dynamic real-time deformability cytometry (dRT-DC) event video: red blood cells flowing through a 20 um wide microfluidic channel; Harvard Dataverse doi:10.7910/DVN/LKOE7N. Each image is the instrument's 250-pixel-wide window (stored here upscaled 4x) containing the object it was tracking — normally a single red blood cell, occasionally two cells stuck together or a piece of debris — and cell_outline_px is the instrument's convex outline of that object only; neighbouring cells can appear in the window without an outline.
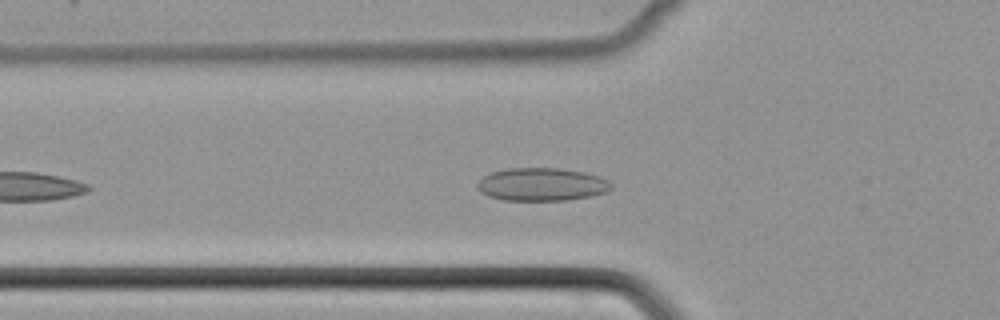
{"species": "common noctule bat (a hibernating species)", "species_latin": "Nyctalus noctula", "temperature_condition": "cold", "stored_images_in_passage": 38, "camera_frame_rate_fps": 3000, "um_per_image_px": 0.085, "animal": {"sex": "female", "body_mass_g": 22.7, "forearm_length_mm": 54.2}, "frame": {"image": 1, "passage_image": 7, "time_ms": 2.0, "image_size_px": [1000, 320], "cell_outline_px": [[612, 188], [604, 192], [588, 196], [568, 200], [504, 200], [488, 196], [480, 192], [476, 188], [476, 184], [484, 176], [492, 172], [508, 168], [560, 168], [584, 172], [600, 176], [608, 180], [612, 184]], "centroid_in_image_um": [46.03, 15.67], "position_along_channel_um": 79.8, "area_um2": 25.72}}
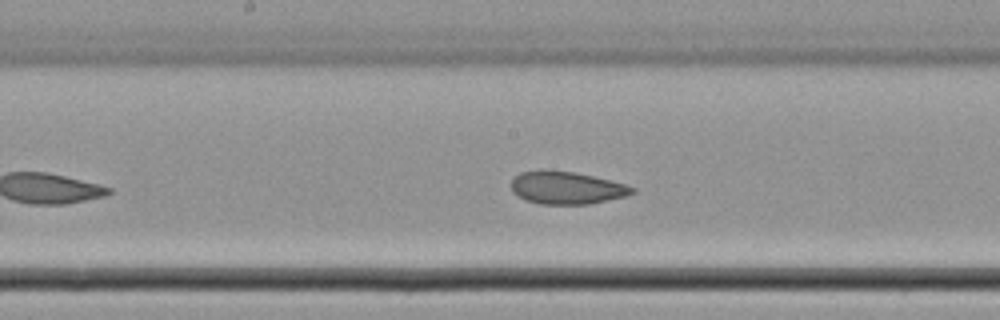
{"frame": {"image": 2, "passage_image": 16, "time_ms": 5.0, "image_size_px": [1000, 320], "cell_outline_px": [[636, 192], [628, 196], [588, 204], [540, 204], [524, 200], [512, 192], [512, 180], [520, 172], [576, 172], [624, 184], [636, 188]], "centroid_in_image_um": [48.2, 16.0], "position_along_channel_um": 200.0, "area_um2": 22.48}}
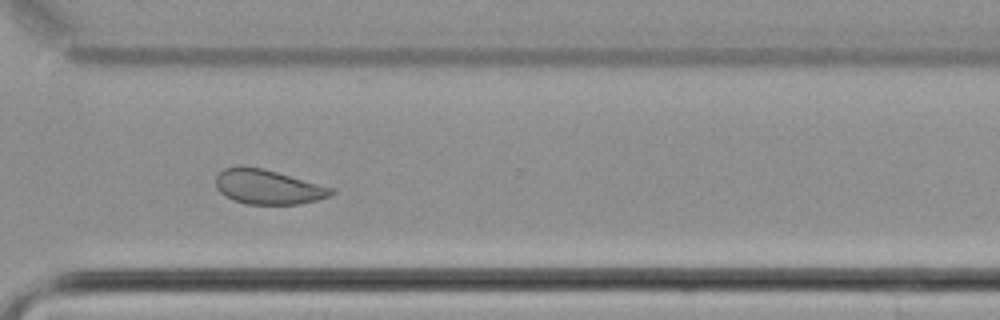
{"frame": {"image": 3, "passage_image": 27, "time_ms": 8.667, "image_size_px": [1000, 320], "cell_outline_px": [[336, 192], [328, 196], [316, 200], [300, 204], [244, 204], [232, 200], [224, 196], [216, 188], [216, 176], [224, 168], [240, 164], [260, 168], [276, 172], [336, 188]], "centroid_in_image_um": [22.75, 15.88], "position_along_channel_um": 347.8, "area_um2": 23.52}}